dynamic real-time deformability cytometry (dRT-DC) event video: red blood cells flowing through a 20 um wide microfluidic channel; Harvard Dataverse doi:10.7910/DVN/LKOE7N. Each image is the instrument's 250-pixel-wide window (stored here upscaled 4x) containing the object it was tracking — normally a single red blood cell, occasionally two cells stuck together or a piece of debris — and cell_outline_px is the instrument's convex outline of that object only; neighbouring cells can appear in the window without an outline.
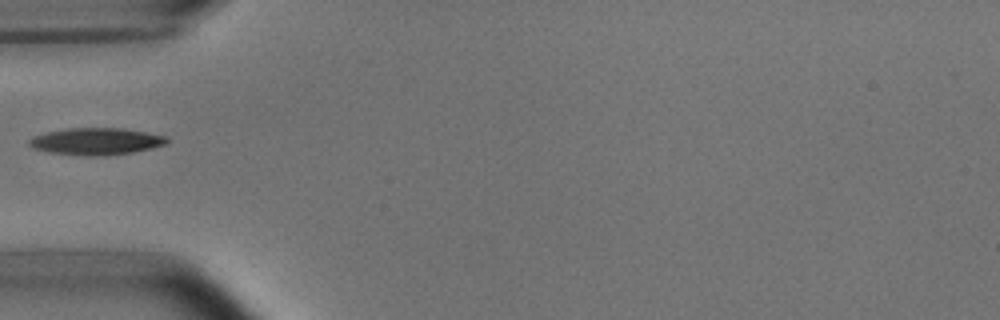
{"species": "common noctule bat (a hibernating species)", "species_latin": "Nyctalus noctula", "temperature_condition": "room temperature", "stored_images_in_passage": 1, "camera_frame_rate_fps": 3000, "um_per_image_px": 0.085, "animal": {"sex": "male", "body_mass_g": 15.6}, "frame": {"image": 1, "passage_image": 1, "time_ms": 0.0, "image_size_px": [1000, 320], "cell_outline_px": [[168, 144], [152, 148], [132, 152], [104, 156], [88, 156], [48, 152], [32, 148], [28, 144], [28, 140], [36, 136], [48, 132], [68, 128], [120, 128], [168, 136]], "centroid_in_image_um": [8.19, 12.02], "position_along_channel_um": 76.8, "area_um2": 21.56}}